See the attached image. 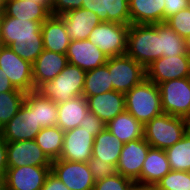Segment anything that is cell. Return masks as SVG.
Here are the masks:
<instances>
[{
	"label": "cell",
	"instance_id": "484cf974",
	"mask_svg": "<svg viewBox=\"0 0 190 190\" xmlns=\"http://www.w3.org/2000/svg\"><path fill=\"white\" fill-rule=\"evenodd\" d=\"M4 14L42 23L52 15L45 5L31 0H6Z\"/></svg>",
	"mask_w": 190,
	"mask_h": 190
},
{
	"label": "cell",
	"instance_id": "83f0119b",
	"mask_svg": "<svg viewBox=\"0 0 190 190\" xmlns=\"http://www.w3.org/2000/svg\"><path fill=\"white\" fill-rule=\"evenodd\" d=\"M106 127L122 143L143 138L144 125L126 110L110 120Z\"/></svg>",
	"mask_w": 190,
	"mask_h": 190
},
{
	"label": "cell",
	"instance_id": "8992f818",
	"mask_svg": "<svg viewBox=\"0 0 190 190\" xmlns=\"http://www.w3.org/2000/svg\"><path fill=\"white\" fill-rule=\"evenodd\" d=\"M105 65L114 91L126 94L146 79V69L127 54L108 57Z\"/></svg>",
	"mask_w": 190,
	"mask_h": 190
},
{
	"label": "cell",
	"instance_id": "603a6c76",
	"mask_svg": "<svg viewBox=\"0 0 190 190\" xmlns=\"http://www.w3.org/2000/svg\"><path fill=\"white\" fill-rule=\"evenodd\" d=\"M44 49L52 52L66 54L71 43L65 21L60 16L51 15L41 25Z\"/></svg>",
	"mask_w": 190,
	"mask_h": 190
},
{
	"label": "cell",
	"instance_id": "f35d334b",
	"mask_svg": "<svg viewBox=\"0 0 190 190\" xmlns=\"http://www.w3.org/2000/svg\"><path fill=\"white\" fill-rule=\"evenodd\" d=\"M82 1L86 0H52L51 14L53 16H60L65 12H69L82 7Z\"/></svg>",
	"mask_w": 190,
	"mask_h": 190
},
{
	"label": "cell",
	"instance_id": "ba28073f",
	"mask_svg": "<svg viewBox=\"0 0 190 190\" xmlns=\"http://www.w3.org/2000/svg\"><path fill=\"white\" fill-rule=\"evenodd\" d=\"M129 25L101 22L93 28L88 40L108 57L124 55L127 52Z\"/></svg>",
	"mask_w": 190,
	"mask_h": 190
},
{
	"label": "cell",
	"instance_id": "e0dca14e",
	"mask_svg": "<svg viewBox=\"0 0 190 190\" xmlns=\"http://www.w3.org/2000/svg\"><path fill=\"white\" fill-rule=\"evenodd\" d=\"M68 63L90 71L107 63L108 56L87 40H72L67 48Z\"/></svg>",
	"mask_w": 190,
	"mask_h": 190
},
{
	"label": "cell",
	"instance_id": "f907efd6",
	"mask_svg": "<svg viewBox=\"0 0 190 190\" xmlns=\"http://www.w3.org/2000/svg\"><path fill=\"white\" fill-rule=\"evenodd\" d=\"M0 190H4V186H3L2 182H0Z\"/></svg>",
	"mask_w": 190,
	"mask_h": 190
},
{
	"label": "cell",
	"instance_id": "ac0fdd59",
	"mask_svg": "<svg viewBox=\"0 0 190 190\" xmlns=\"http://www.w3.org/2000/svg\"><path fill=\"white\" fill-rule=\"evenodd\" d=\"M67 64L66 54L44 49L32 64L34 89L37 90L45 82L53 80Z\"/></svg>",
	"mask_w": 190,
	"mask_h": 190
},
{
	"label": "cell",
	"instance_id": "d6a6232c",
	"mask_svg": "<svg viewBox=\"0 0 190 190\" xmlns=\"http://www.w3.org/2000/svg\"><path fill=\"white\" fill-rule=\"evenodd\" d=\"M172 171L190 172V129L180 141L165 150Z\"/></svg>",
	"mask_w": 190,
	"mask_h": 190
},
{
	"label": "cell",
	"instance_id": "4fadbf2b",
	"mask_svg": "<svg viewBox=\"0 0 190 190\" xmlns=\"http://www.w3.org/2000/svg\"><path fill=\"white\" fill-rule=\"evenodd\" d=\"M42 127L37 123L36 109H31L25 102L16 115L0 132L7 142L35 140Z\"/></svg>",
	"mask_w": 190,
	"mask_h": 190
},
{
	"label": "cell",
	"instance_id": "52a82bcc",
	"mask_svg": "<svg viewBox=\"0 0 190 190\" xmlns=\"http://www.w3.org/2000/svg\"><path fill=\"white\" fill-rule=\"evenodd\" d=\"M158 86L163 113L190 121V77L168 80Z\"/></svg>",
	"mask_w": 190,
	"mask_h": 190
},
{
	"label": "cell",
	"instance_id": "f6af8a7d",
	"mask_svg": "<svg viewBox=\"0 0 190 190\" xmlns=\"http://www.w3.org/2000/svg\"><path fill=\"white\" fill-rule=\"evenodd\" d=\"M31 1H35L37 3L45 5L49 10L51 9L52 0H31Z\"/></svg>",
	"mask_w": 190,
	"mask_h": 190
},
{
	"label": "cell",
	"instance_id": "ab89813d",
	"mask_svg": "<svg viewBox=\"0 0 190 190\" xmlns=\"http://www.w3.org/2000/svg\"><path fill=\"white\" fill-rule=\"evenodd\" d=\"M80 127L85 128L87 131L92 132V134L96 136L106 127V123L94 113L88 112L80 121Z\"/></svg>",
	"mask_w": 190,
	"mask_h": 190
},
{
	"label": "cell",
	"instance_id": "7c38bea8",
	"mask_svg": "<svg viewBox=\"0 0 190 190\" xmlns=\"http://www.w3.org/2000/svg\"><path fill=\"white\" fill-rule=\"evenodd\" d=\"M150 144L144 139H136L123 144L116 166V172L140 186V175Z\"/></svg>",
	"mask_w": 190,
	"mask_h": 190
},
{
	"label": "cell",
	"instance_id": "4316f807",
	"mask_svg": "<svg viewBox=\"0 0 190 190\" xmlns=\"http://www.w3.org/2000/svg\"><path fill=\"white\" fill-rule=\"evenodd\" d=\"M123 144L105 127L95 136L92 157L117 166Z\"/></svg>",
	"mask_w": 190,
	"mask_h": 190
},
{
	"label": "cell",
	"instance_id": "1f68e13d",
	"mask_svg": "<svg viewBox=\"0 0 190 190\" xmlns=\"http://www.w3.org/2000/svg\"><path fill=\"white\" fill-rule=\"evenodd\" d=\"M111 90H113V84L106 65L86 72L83 96H94Z\"/></svg>",
	"mask_w": 190,
	"mask_h": 190
},
{
	"label": "cell",
	"instance_id": "7a4b0ae2",
	"mask_svg": "<svg viewBox=\"0 0 190 190\" xmlns=\"http://www.w3.org/2000/svg\"><path fill=\"white\" fill-rule=\"evenodd\" d=\"M126 54L145 69L162 57L161 37L157 33V24H130Z\"/></svg>",
	"mask_w": 190,
	"mask_h": 190
},
{
	"label": "cell",
	"instance_id": "cb8c5ba5",
	"mask_svg": "<svg viewBox=\"0 0 190 190\" xmlns=\"http://www.w3.org/2000/svg\"><path fill=\"white\" fill-rule=\"evenodd\" d=\"M164 0H129L130 24L164 22Z\"/></svg>",
	"mask_w": 190,
	"mask_h": 190
},
{
	"label": "cell",
	"instance_id": "30bf717a",
	"mask_svg": "<svg viewBox=\"0 0 190 190\" xmlns=\"http://www.w3.org/2000/svg\"><path fill=\"white\" fill-rule=\"evenodd\" d=\"M51 173L70 190H93L95 185L88 162L56 159L52 161Z\"/></svg>",
	"mask_w": 190,
	"mask_h": 190
},
{
	"label": "cell",
	"instance_id": "60d3db41",
	"mask_svg": "<svg viewBox=\"0 0 190 190\" xmlns=\"http://www.w3.org/2000/svg\"><path fill=\"white\" fill-rule=\"evenodd\" d=\"M164 22L180 10L190 7V0H164Z\"/></svg>",
	"mask_w": 190,
	"mask_h": 190
},
{
	"label": "cell",
	"instance_id": "c3c4849f",
	"mask_svg": "<svg viewBox=\"0 0 190 190\" xmlns=\"http://www.w3.org/2000/svg\"><path fill=\"white\" fill-rule=\"evenodd\" d=\"M187 52L190 54V37L186 40Z\"/></svg>",
	"mask_w": 190,
	"mask_h": 190
},
{
	"label": "cell",
	"instance_id": "8fae6325",
	"mask_svg": "<svg viewBox=\"0 0 190 190\" xmlns=\"http://www.w3.org/2000/svg\"><path fill=\"white\" fill-rule=\"evenodd\" d=\"M51 166L8 167L1 180L4 190H41Z\"/></svg>",
	"mask_w": 190,
	"mask_h": 190
},
{
	"label": "cell",
	"instance_id": "ffe728a7",
	"mask_svg": "<svg viewBox=\"0 0 190 190\" xmlns=\"http://www.w3.org/2000/svg\"><path fill=\"white\" fill-rule=\"evenodd\" d=\"M81 8L93 11L101 22L130 25L129 0H86Z\"/></svg>",
	"mask_w": 190,
	"mask_h": 190
},
{
	"label": "cell",
	"instance_id": "b9f144b4",
	"mask_svg": "<svg viewBox=\"0 0 190 190\" xmlns=\"http://www.w3.org/2000/svg\"><path fill=\"white\" fill-rule=\"evenodd\" d=\"M7 169V141L0 132V181L5 177Z\"/></svg>",
	"mask_w": 190,
	"mask_h": 190
},
{
	"label": "cell",
	"instance_id": "6da1fadb",
	"mask_svg": "<svg viewBox=\"0 0 190 190\" xmlns=\"http://www.w3.org/2000/svg\"><path fill=\"white\" fill-rule=\"evenodd\" d=\"M42 22L1 15V42L31 64L44 50Z\"/></svg>",
	"mask_w": 190,
	"mask_h": 190
},
{
	"label": "cell",
	"instance_id": "f1b7e54d",
	"mask_svg": "<svg viewBox=\"0 0 190 190\" xmlns=\"http://www.w3.org/2000/svg\"><path fill=\"white\" fill-rule=\"evenodd\" d=\"M24 102L31 109H36L37 123H39L42 128L56 126L57 103L43 96L37 90L26 93Z\"/></svg>",
	"mask_w": 190,
	"mask_h": 190
},
{
	"label": "cell",
	"instance_id": "d4e9b609",
	"mask_svg": "<svg viewBox=\"0 0 190 190\" xmlns=\"http://www.w3.org/2000/svg\"><path fill=\"white\" fill-rule=\"evenodd\" d=\"M57 123L64 132L80 126V121L89 112L87 99L76 96L71 100L58 103Z\"/></svg>",
	"mask_w": 190,
	"mask_h": 190
},
{
	"label": "cell",
	"instance_id": "2e32d148",
	"mask_svg": "<svg viewBox=\"0 0 190 190\" xmlns=\"http://www.w3.org/2000/svg\"><path fill=\"white\" fill-rule=\"evenodd\" d=\"M52 161L35 140L7 142V166H51Z\"/></svg>",
	"mask_w": 190,
	"mask_h": 190
},
{
	"label": "cell",
	"instance_id": "f546056e",
	"mask_svg": "<svg viewBox=\"0 0 190 190\" xmlns=\"http://www.w3.org/2000/svg\"><path fill=\"white\" fill-rule=\"evenodd\" d=\"M64 131L56 126L42 128L35 137V142L53 161L59 159L63 150Z\"/></svg>",
	"mask_w": 190,
	"mask_h": 190
},
{
	"label": "cell",
	"instance_id": "836d02e7",
	"mask_svg": "<svg viewBox=\"0 0 190 190\" xmlns=\"http://www.w3.org/2000/svg\"><path fill=\"white\" fill-rule=\"evenodd\" d=\"M25 96L26 92L17 88L0 93V129L16 115L24 103Z\"/></svg>",
	"mask_w": 190,
	"mask_h": 190
},
{
	"label": "cell",
	"instance_id": "d6986e66",
	"mask_svg": "<svg viewBox=\"0 0 190 190\" xmlns=\"http://www.w3.org/2000/svg\"><path fill=\"white\" fill-rule=\"evenodd\" d=\"M89 112L97 115L106 124L126 110L125 94L111 90L94 96H84Z\"/></svg>",
	"mask_w": 190,
	"mask_h": 190
},
{
	"label": "cell",
	"instance_id": "5b68a950",
	"mask_svg": "<svg viewBox=\"0 0 190 190\" xmlns=\"http://www.w3.org/2000/svg\"><path fill=\"white\" fill-rule=\"evenodd\" d=\"M86 71L70 63L53 80L45 82L37 91L55 103H63L83 95Z\"/></svg>",
	"mask_w": 190,
	"mask_h": 190
},
{
	"label": "cell",
	"instance_id": "8d00e7d4",
	"mask_svg": "<svg viewBox=\"0 0 190 190\" xmlns=\"http://www.w3.org/2000/svg\"><path fill=\"white\" fill-rule=\"evenodd\" d=\"M165 23L169 25L180 37L187 40L190 37V7L180 10L170 16Z\"/></svg>",
	"mask_w": 190,
	"mask_h": 190
},
{
	"label": "cell",
	"instance_id": "5bb4252c",
	"mask_svg": "<svg viewBox=\"0 0 190 190\" xmlns=\"http://www.w3.org/2000/svg\"><path fill=\"white\" fill-rule=\"evenodd\" d=\"M185 77H190V55L162 56L146 67V79L156 85Z\"/></svg>",
	"mask_w": 190,
	"mask_h": 190
},
{
	"label": "cell",
	"instance_id": "9a60e30c",
	"mask_svg": "<svg viewBox=\"0 0 190 190\" xmlns=\"http://www.w3.org/2000/svg\"><path fill=\"white\" fill-rule=\"evenodd\" d=\"M95 136L80 126L65 131L63 150L59 159L72 162H88L92 157Z\"/></svg>",
	"mask_w": 190,
	"mask_h": 190
},
{
	"label": "cell",
	"instance_id": "e575fe53",
	"mask_svg": "<svg viewBox=\"0 0 190 190\" xmlns=\"http://www.w3.org/2000/svg\"><path fill=\"white\" fill-rule=\"evenodd\" d=\"M153 188L154 190H190V172L171 170Z\"/></svg>",
	"mask_w": 190,
	"mask_h": 190
},
{
	"label": "cell",
	"instance_id": "277c9868",
	"mask_svg": "<svg viewBox=\"0 0 190 190\" xmlns=\"http://www.w3.org/2000/svg\"><path fill=\"white\" fill-rule=\"evenodd\" d=\"M126 111L142 125L163 113L159 86L144 79L125 94Z\"/></svg>",
	"mask_w": 190,
	"mask_h": 190
},
{
	"label": "cell",
	"instance_id": "44dd1931",
	"mask_svg": "<svg viewBox=\"0 0 190 190\" xmlns=\"http://www.w3.org/2000/svg\"><path fill=\"white\" fill-rule=\"evenodd\" d=\"M60 17L71 40H87L93 28L101 23L97 14L85 8L65 12Z\"/></svg>",
	"mask_w": 190,
	"mask_h": 190
},
{
	"label": "cell",
	"instance_id": "681fc988",
	"mask_svg": "<svg viewBox=\"0 0 190 190\" xmlns=\"http://www.w3.org/2000/svg\"><path fill=\"white\" fill-rule=\"evenodd\" d=\"M2 45V42H1V15H0V46Z\"/></svg>",
	"mask_w": 190,
	"mask_h": 190
},
{
	"label": "cell",
	"instance_id": "3957f363",
	"mask_svg": "<svg viewBox=\"0 0 190 190\" xmlns=\"http://www.w3.org/2000/svg\"><path fill=\"white\" fill-rule=\"evenodd\" d=\"M190 129V121L162 113L143 127V138L153 148L166 150L180 141Z\"/></svg>",
	"mask_w": 190,
	"mask_h": 190
},
{
	"label": "cell",
	"instance_id": "7dc6e473",
	"mask_svg": "<svg viewBox=\"0 0 190 190\" xmlns=\"http://www.w3.org/2000/svg\"><path fill=\"white\" fill-rule=\"evenodd\" d=\"M133 190H154V188L136 186Z\"/></svg>",
	"mask_w": 190,
	"mask_h": 190
},
{
	"label": "cell",
	"instance_id": "74e56055",
	"mask_svg": "<svg viewBox=\"0 0 190 190\" xmlns=\"http://www.w3.org/2000/svg\"><path fill=\"white\" fill-rule=\"evenodd\" d=\"M88 165L95 181L102 180L117 173L114 165L100 161L98 158H90Z\"/></svg>",
	"mask_w": 190,
	"mask_h": 190
},
{
	"label": "cell",
	"instance_id": "bcb514c9",
	"mask_svg": "<svg viewBox=\"0 0 190 190\" xmlns=\"http://www.w3.org/2000/svg\"><path fill=\"white\" fill-rule=\"evenodd\" d=\"M6 0H0V15L4 13Z\"/></svg>",
	"mask_w": 190,
	"mask_h": 190
},
{
	"label": "cell",
	"instance_id": "d590c367",
	"mask_svg": "<svg viewBox=\"0 0 190 190\" xmlns=\"http://www.w3.org/2000/svg\"><path fill=\"white\" fill-rule=\"evenodd\" d=\"M136 183L119 173L108 176L102 180L95 181L93 190H133Z\"/></svg>",
	"mask_w": 190,
	"mask_h": 190
},
{
	"label": "cell",
	"instance_id": "7402d4cb",
	"mask_svg": "<svg viewBox=\"0 0 190 190\" xmlns=\"http://www.w3.org/2000/svg\"><path fill=\"white\" fill-rule=\"evenodd\" d=\"M170 171L165 150L150 147L141 170L140 187H155Z\"/></svg>",
	"mask_w": 190,
	"mask_h": 190
},
{
	"label": "cell",
	"instance_id": "4dcf8cb0",
	"mask_svg": "<svg viewBox=\"0 0 190 190\" xmlns=\"http://www.w3.org/2000/svg\"><path fill=\"white\" fill-rule=\"evenodd\" d=\"M157 33L161 37V51L164 57L190 55L186 40L180 37L167 23H157Z\"/></svg>",
	"mask_w": 190,
	"mask_h": 190
},
{
	"label": "cell",
	"instance_id": "7bdbcfd3",
	"mask_svg": "<svg viewBox=\"0 0 190 190\" xmlns=\"http://www.w3.org/2000/svg\"><path fill=\"white\" fill-rule=\"evenodd\" d=\"M41 190H70L63 184L53 173L47 176L45 183Z\"/></svg>",
	"mask_w": 190,
	"mask_h": 190
},
{
	"label": "cell",
	"instance_id": "9c48e42d",
	"mask_svg": "<svg viewBox=\"0 0 190 190\" xmlns=\"http://www.w3.org/2000/svg\"><path fill=\"white\" fill-rule=\"evenodd\" d=\"M0 68L15 88L26 93L35 91L32 64L19 57L10 46H0Z\"/></svg>",
	"mask_w": 190,
	"mask_h": 190
},
{
	"label": "cell",
	"instance_id": "ee69618b",
	"mask_svg": "<svg viewBox=\"0 0 190 190\" xmlns=\"http://www.w3.org/2000/svg\"><path fill=\"white\" fill-rule=\"evenodd\" d=\"M15 89L5 72L0 68V93L13 91Z\"/></svg>",
	"mask_w": 190,
	"mask_h": 190
}]
</instances>
